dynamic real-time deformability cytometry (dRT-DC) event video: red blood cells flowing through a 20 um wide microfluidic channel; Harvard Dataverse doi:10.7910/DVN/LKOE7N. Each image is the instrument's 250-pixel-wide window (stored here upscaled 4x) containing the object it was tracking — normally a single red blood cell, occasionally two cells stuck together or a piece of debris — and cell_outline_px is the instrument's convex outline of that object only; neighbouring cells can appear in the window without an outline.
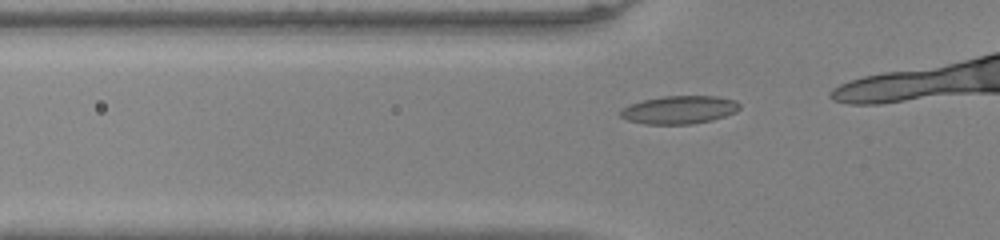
{"species": "common noctule bat (a hibernating species)", "species_latin": "Nyctalus noctula", "temperature_condition": "warm", "stored_images_in_passage": 13, "camera_frame_rate_fps": 3000, "um_per_image_px": 0.085, "animal": {"sex": "male", "body_mass_g": 20.0, "forearm_length_mm": 53.3}, "frame": {"image": 1, "passage_image": 8, "time_ms": 2.333, "image_size_px": [1000, 240], "cell_outline_px": [[740, 108], [736, 112], [712, 120], [692, 124], [644, 124], [628, 120], [620, 116], [620, 112], [628, 104], [644, 100], [664, 96], [716, 96], [736, 100], [740, 104]], "centroid_in_image_um": [57.76, 9.33], "position_along_channel_um": 68.0, "area_um2": 19.48}}